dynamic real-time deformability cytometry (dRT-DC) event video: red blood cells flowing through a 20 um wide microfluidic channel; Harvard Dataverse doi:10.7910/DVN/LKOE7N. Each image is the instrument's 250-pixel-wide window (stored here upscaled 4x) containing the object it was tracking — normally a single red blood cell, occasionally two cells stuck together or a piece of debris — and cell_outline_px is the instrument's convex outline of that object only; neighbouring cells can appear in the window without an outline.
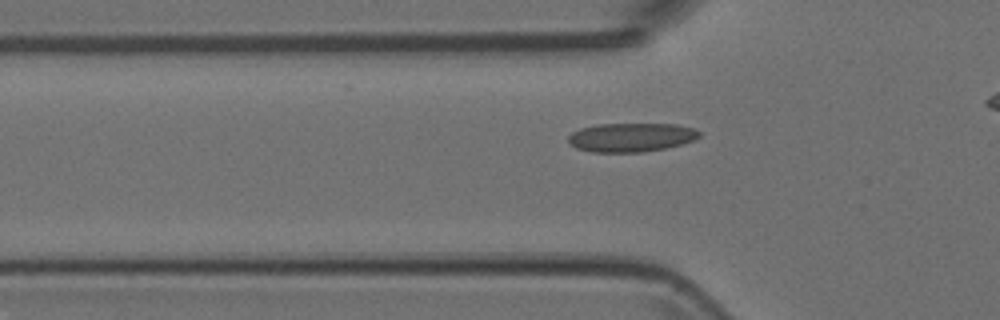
{"species": "Egyptian fruit bat (a non-hibernating species)", "species_latin": "Rousettus aegyptiacus", "temperature_condition": "room temperature", "stored_images_in_passage": 3, "camera_frame_rate_fps": 3000, "um_per_image_px": 0.085, "animal": {"sex": "female"}, "frame": {"image": 1, "passage_image": 2, "time_ms": 0.333, "image_size_px": [1000, 320], "cell_outline_px": [[700, 136], [692, 140], [680, 144], [664, 148], [640, 152], [592, 152], [576, 148], [568, 144], [568, 136], [572, 132], [580, 128], [596, 124], [676, 124], [692, 128], [700, 132]], "centroid_in_image_um": [53.58, 11.67], "position_along_channel_um": 72.2, "area_um2": 21.96}}
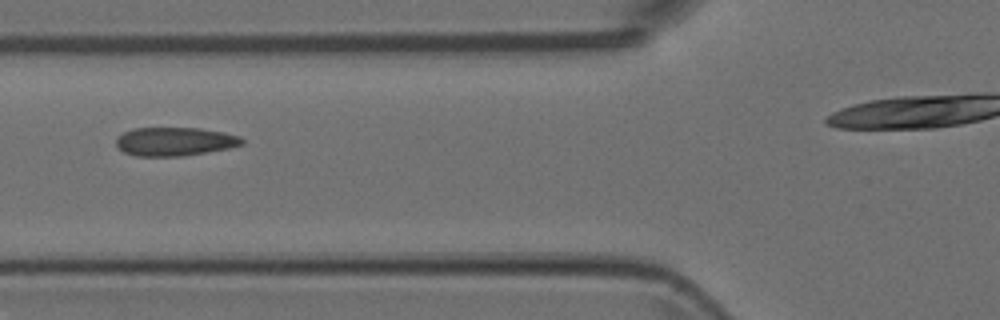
{"frame": {"image": 2, "passage_image": 3, "time_ms": 0.667, "image_size_px": [1000, 320], "cell_outline_px": [[244, 144], [228, 148], [184, 156], [136, 156], [124, 152], [116, 148], [116, 140], [124, 132], [136, 128], [200, 128], [224, 132], [240, 136], [244, 140]], "centroid_in_image_um": [14.86, 12.03], "position_along_channel_um": 110.9, "area_um2": 20.98}}